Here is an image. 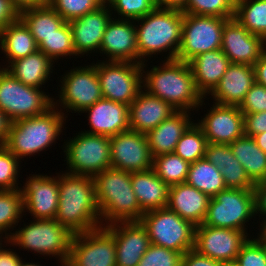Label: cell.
<instances>
[{"label":"cell","mask_w":266,"mask_h":266,"mask_svg":"<svg viewBox=\"0 0 266 266\" xmlns=\"http://www.w3.org/2000/svg\"><path fill=\"white\" fill-rule=\"evenodd\" d=\"M59 179V202L55 220L73 235L101 226L93 177L66 173ZM100 220V221H99Z\"/></svg>","instance_id":"cell-1"},{"label":"cell","mask_w":266,"mask_h":266,"mask_svg":"<svg viewBox=\"0 0 266 266\" xmlns=\"http://www.w3.org/2000/svg\"><path fill=\"white\" fill-rule=\"evenodd\" d=\"M164 61L162 66H153L150 71H144L146 65L142 63L145 91L169 103L177 111H193L202 106L203 96L195 87L189 63L177 59Z\"/></svg>","instance_id":"cell-2"},{"label":"cell","mask_w":266,"mask_h":266,"mask_svg":"<svg viewBox=\"0 0 266 266\" xmlns=\"http://www.w3.org/2000/svg\"><path fill=\"white\" fill-rule=\"evenodd\" d=\"M96 200L103 220L109 225L116 222L140 221V209L132 189L131 173L110 167L93 177Z\"/></svg>","instance_id":"cell-3"},{"label":"cell","mask_w":266,"mask_h":266,"mask_svg":"<svg viewBox=\"0 0 266 266\" xmlns=\"http://www.w3.org/2000/svg\"><path fill=\"white\" fill-rule=\"evenodd\" d=\"M136 25L138 64L145 63V57L167 52V60L177 58L181 44L183 12L178 9L158 8L142 18L134 20Z\"/></svg>","instance_id":"cell-4"},{"label":"cell","mask_w":266,"mask_h":266,"mask_svg":"<svg viewBox=\"0 0 266 266\" xmlns=\"http://www.w3.org/2000/svg\"><path fill=\"white\" fill-rule=\"evenodd\" d=\"M57 109L54 105L46 113L12 121L3 145L19 160L52 146L62 132L66 120L62 109Z\"/></svg>","instance_id":"cell-5"},{"label":"cell","mask_w":266,"mask_h":266,"mask_svg":"<svg viewBox=\"0 0 266 266\" xmlns=\"http://www.w3.org/2000/svg\"><path fill=\"white\" fill-rule=\"evenodd\" d=\"M5 234L10 245L34 251L41 255L59 257L61 265L68 261L73 234L55 219H35V221L15 231Z\"/></svg>","instance_id":"cell-6"},{"label":"cell","mask_w":266,"mask_h":266,"mask_svg":"<svg viewBox=\"0 0 266 266\" xmlns=\"http://www.w3.org/2000/svg\"><path fill=\"white\" fill-rule=\"evenodd\" d=\"M140 222L153 245L182 254L195 246L196 226L167 207L145 212Z\"/></svg>","instance_id":"cell-7"},{"label":"cell","mask_w":266,"mask_h":266,"mask_svg":"<svg viewBox=\"0 0 266 266\" xmlns=\"http://www.w3.org/2000/svg\"><path fill=\"white\" fill-rule=\"evenodd\" d=\"M254 216V190L227 188L210 198L202 224L246 232L245 223Z\"/></svg>","instance_id":"cell-8"},{"label":"cell","mask_w":266,"mask_h":266,"mask_svg":"<svg viewBox=\"0 0 266 266\" xmlns=\"http://www.w3.org/2000/svg\"><path fill=\"white\" fill-rule=\"evenodd\" d=\"M40 90L23 84L5 68L0 69V109L12 121L46 113L54 106V100Z\"/></svg>","instance_id":"cell-9"},{"label":"cell","mask_w":266,"mask_h":266,"mask_svg":"<svg viewBox=\"0 0 266 266\" xmlns=\"http://www.w3.org/2000/svg\"><path fill=\"white\" fill-rule=\"evenodd\" d=\"M65 143L67 173L94 177L111 167L109 136L81 131Z\"/></svg>","instance_id":"cell-10"},{"label":"cell","mask_w":266,"mask_h":266,"mask_svg":"<svg viewBox=\"0 0 266 266\" xmlns=\"http://www.w3.org/2000/svg\"><path fill=\"white\" fill-rule=\"evenodd\" d=\"M228 20L183 13L181 44L176 59L189 62L197 55L221 49L223 28Z\"/></svg>","instance_id":"cell-11"},{"label":"cell","mask_w":266,"mask_h":266,"mask_svg":"<svg viewBox=\"0 0 266 266\" xmlns=\"http://www.w3.org/2000/svg\"><path fill=\"white\" fill-rule=\"evenodd\" d=\"M95 65L104 99L130 105L143 89L142 64L103 60Z\"/></svg>","instance_id":"cell-12"},{"label":"cell","mask_w":266,"mask_h":266,"mask_svg":"<svg viewBox=\"0 0 266 266\" xmlns=\"http://www.w3.org/2000/svg\"><path fill=\"white\" fill-rule=\"evenodd\" d=\"M66 266H116L113 234L104 226L75 234Z\"/></svg>","instance_id":"cell-13"},{"label":"cell","mask_w":266,"mask_h":266,"mask_svg":"<svg viewBox=\"0 0 266 266\" xmlns=\"http://www.w3.org/2000/svg\"><path fill=\"white\" fill-rule=\"evenodd\" d=\"M62 77L61 91L57 102L64 109L82 112L97 101L103 99L101 86L97 76L96 65L91 64L85 67H76Z\"/></svg>","instance_id":"cell-14"},{"label":"cell","mask_w":266,"mask_h":266,"mask_svg":"<svg viewBox=\"0 0 266 266\" xmlns=\"http://www.w3.org/2000/svg\"><path fill=\"white\" fill-rule=\"evenodd\" d=\"M111 167L143 172L152 169L153 157L144 133L128 130L110 137Z\"/></svg>","instance_id":"cell-15"},{"label":"cell","mask_w":266,"mask_h":266,"mask_svg":"<svg viewBox=\"0 0 266 266\" xmlns=\"http://www.w3.org/2000/svg\"><path fill=\"white\" fill-rule=\"evenodd\" d=\"M247 237V232L200 224L195 228L194 249L221 263L235 262Z\"/></svg>","instance_id":"cell-16"},{"label":"cell","mask_w":266,"mask_h":266,"mask_svg":"<svg viewBox=\"0 0 266 266\" xmlns=\"http://www.w3.org/2000/svg\"><path fill=\"white\" fill-rule=\"evenodd\" d=\"M244 114L235 105L213 104L197 123L208 143L230 144L244 135Z\"/></svg>","instance_id":"cell-17"},{"label":"cell","mask_w":266,"mask_h":266,"mask_svg":"<svg viewBox=\"0 0 266 266\" xmlns=\"http://www.w3.org/2000/svg\"><path fill=\"white\" fill-rule=\"evenodd\" d=\"M266 49V41L250 33L235 18L229 19L223 28L221 50L231 63L254 66Z\"/></svg>","instance_id":"cell-18"},{"label":"cell","mask_w":266,"mask_h":266,"mask_svg":"<svg viewBox=\"0 0 266 266\" xmlns=\"http://www.w3.org/2000/svg\"><path fill=\"white\" fill-rule=\"evenodd\" d=\"M23 188L24 210L35 219H55L59 202V179L44 175H32L27 178Z\"/></svg>","instance_id":"cell-19"},{"label":"cell","mask_w":266,"mask_h":266,"mask_svg":"<svg viewBox=\"0 0 266 266\" xmlns=\"http://www.w3.org/2000/svg\"><path fill=\"white\" fill-rule=\"evenodd\" d=\"M114 236L116 266H137L151 245L140 221L116 222L105 226Z\"/></svg>","instance_id":"cell-20"},{"label":"cell","mask_w":266,"mask_h":266,"mask_svg":"<svg viewBox=\"0 0 266 266\" xmlns=\"http://www.w3.org/2000/svg\"><path fill=\"white\" fill-rule=\"evenodd\" d=\"M134 22V20L122 19L120 16L118 19L112 17L105 29L99 50L100 53L106 54L108 61L138 64L137 34Z\"/></svg>","instance_id":"cell-21"},{"label":"cell","mask_w":266,"mask_h":266,"mask_svg":"<svg viewBox=\"0 0 266 266\" xmlns=\"http://www.w3.org/2000/svg\"><path fill=\"white\" fill-rule=\"evenodd\" d=\"M107 6L104 3L97 10L68 22L72 31L73 45L78 56L100 50L105 29L113 14Z\"/></svg>","instance_id":"cell-22"},{"label":"cell","mask_w":266,"mask_h":266,"mask_svg":"<svg viewBox=\"0 0 266 266\" xmlns=\"http://www.w3.org/2000/svg\"><path fill=\"white\" fill-rule=\"evenodd\" d=\"M88 112L91 130L84 131L89 134L114 136L130 130L129 105L107 99H101L83 110Z\"/></svg>","instance_id":"cell-23"},{"label":"cell","mask_w":266,"mask_h":266,"mask_svg":"<svg viewBox=\"0 0 266 266\" xmlns=\"http://www.w3.org/2000/svg\"><path fill=\"white\" fill-rule=\"evenodd\" d=\"M176 112L172 105L143 89L129 105L130 130L146 134Z\"/></svg>","instance_id":"cell-24"},{"label":"cell","mask_w":266,"mask_h":266,"mask_svg":"<svg viewBox=\"0 0 266 266\" xmlns=\"http://www.w3.org/2000/svg\"><path fill=\"white\" fill-rule=\"evenodd\" d=\"M254 83V66L231 63L210 94L215 103L239 106Z\"/></svg>","instance_id":"cell-25"},{"label":"cell","mask_w":266,"mask_h":266,"mask_svg":"<svg viewBox=\"0 0 266 266\" xmlns=\"http://www.w3.org/2000/svg\"><path fill=\"white\" fill-rule=\"evenodd\" d=\"M210 197L186 183L174 184L169 188L167 208L195 226L203 223Z\"/></svg>","instance_id":"cell-26"},{"label":"cell","mask_w":266,"mask_h":266,"mask_svg":"<svg viewBox=\"0 0 266 266\" xmlns=\"http://www.w3.org/2000/svg\"><path fill=\"white\" fill-rule=\"evenodd\" d=\"M188 63L192 69L195 87L203 98L219 84L231 64L221 49L197 55Z\"/></svg>","instance_id":"cell-27"},{"label":"cell","mask_w":266,"mask_h":266,"mask_svg":"<svg viewBox=\"0 0 266 266\" xmlns=\"http://www.w3.org/2000/svg\"><path fill=\"white\" fill-rule=\"evenodd\" d=\"M205 158L214 164L222 174L227 188L253 190L254 183L247 176L229 144L208 143Z\"/></svg>","instance_id":"cell-28"},{"label":"cell","mask_w":266,"mask_h":266,"mask_svg":"<svg viewBox=\"0 0 266 266\" xmlns=\"http://www.w3.org/2000/svg\"><path fill=\"white\" fill-rule=\"evenodd\" d=\"M189 113V111H177L145 134L153 158L174 152L177 142L193 122Z\"/></svg>","instance_id":"cell-29"},{"label":"cell","mask_w":266,"mask_h":266,"mask_svg":"<svg viewBox=\"0 0 266 266\" xmlns=\"http://www.w3.org/2000/svg\"><path fill=\"white\" fill-rule=\"evenodd\" d=\"M131 184L144 213L167 206L170 186L153 169L131 173Z\"/></svg>","instance_id":"cell-30"},{"label":"cell","mask_w":266,"mask_h":266,"mask_svg":"<svg viewBox=\"0 0 266 266\" xmlns=\"http://www.w3.org/2000/svg\"><path fill=\"white\" fill-rule=\"evenodd\" d=\"M52 67L53 61L37 50L24 58L12 61L5 69L23 84L40 88L49 80L50 73L53 72Z\"/></svg>","instance_id":"cell-31"},{"label":"cell","mask_w":266,"mask_h":266,"mask_svg":"<svg viewBox=\"0 0 266 266\" xmlns=\"http://www.w3.org/2000/svg\"><path fill=\"white\" fill-rule=\"evenodd\" d=\"M0 49L6 54L10 64L38 50L34 36L26 25L18 18L0 31Z\"/></svg>","instance_id":"cell-32"},{"label":"cell","mask_w":266,"mask_h":266,"mask_svg":"<svg viewBox=\"0 0 266 266\" xmlns=\"http://www.w3.org/2000/svg\"><path fill=\"white\" fill-rule=\"evenodd\" d=\"M229 146L254 184L266 180V153L257 146L253 137L243 135Z\"/></svg>","instance_id":"cell-33"},{"label":"cell","mask_w":266,"mask_h":266,"mask_svg":"<svg viewBox=\"0 0 266 266\" xmlns=\"http://www.w3.org/2000/svg\"><path fill=\"white\" fill-rule=\"evenodd\" d=\"M19 19L26 25L38 45L60 29L66 21L47 3L19 12Z\"/></svg>","instance_id":"cell-34"},{"label":"cell","mask_w":266,"mask_h":266,"mask_svg":"<svg viewBox=\"0 0 266 266\" xmlns=\"http://www.w3.org/2000/svg\"><path fill=\"white\" fill-rule=\"evenodd\" d=\"M185 183L207 194L210 198L227 189L220 170L206 158L190 163Z\"/></svg>","instance_id":"cell-35"},{"label":"cell","mask_w":266,"mask_h":266,"mask_svg":"<svg viewBox=\"0 0 266 266\" xmlns=\"http://www.w3.org/2000/svg\"><path fill=\"white\" fill-rule=\"evenodd\" d=\"M234 18L266 41V0H235Z\"/></svg>","instance_id":"cell-36"},{"label":"cell","mask_w":266,"mask_h":266,"mask_svg":"<svg viewBox=\"0 0 266 266\" xmlns=\"http://www.w3.org/2000/svg\"><path fill=\"white\" fill-rule=\"evenodd\" d=\"M190 163L183 160L176 153L161 154L153 158V167L156 175L166 184L185 183Z\"/></svg>","instance_id":"cell-37"},{"label":"cell","mask_w":266,"mask_h":266,"mask_svg":"<svg viewBox=\"0 0 266 266\" xmlns=\"http://www.w3.org/2000/svg\"><path fill=\"white\" fill-rule=\"evenodd\" d=\"M207 138L197 123H192L177 142L174 153L189 163L205 158Z\"/></svg>","instance_id":"cell-38"},{"label":"cell","mask_w":266,"mask_h":266,"mask_svg":"<svg viewBox=\"0 0 266 266\" xmlns=\"http://www.w3.org/2000/svg\"><path fill=\"white\" fill-rule=\"evenodd\" d=\"M37 46L38 50L45 53L53 62L63 56H77L73 45L72 31L68 22L60 29L55 30L54 34L44 37Z\"/></svg>","instance_id":"cell-39"},{"label":"cell","mask_w":266,"mask_h":266,"mask_svg":"<svg viewBox=\"0 0 266 266\" xmlns=\"http://www.w3.org/2000/svg\"><path fill=\"white\" fill-rule=\"evenodd\" d=\"M24 211L23 196L20 189L0 191V234L18 225Z\"/></svg>","instance_id":"cell-40"},{"label":"cell","mask_w":266,"mask_h":266,"mask_svg":"<svg viewBox=\"0 0 266 266\" xmlns=\"http://www.w3.org/2000/svg\"><path fill=\"white\" fill-rule=\"evenodd\" d=\"M186 14L234 18L235 0H188L181 10Z\"/></svg>","instance_id":"cell-41"},{"label":"cell","mask_w":266,"mask_h":266,"mask_svg":"<svg viewBox=\"0 0 266 266\" xmlns=\"http://www.w3.org/2000/svg\"><path fill=\"white\" fill-rule=\"evenodd\" d=\"M105 0H49L48 4L66 21L70 22L97 10Z\"/></svg>","instance_id":"cell-42"},{"label":"cell","mask_w":266,"mask_h":266,"mask_svg":"<svg viewBox=\"0 0 266 266\" xmlns=\"http://www.w3.org/2000/svg\"><path fill=\"white\" fill-rule=\"evenodd\" d=\"M105 3L111 11L121 15L122 19L129 20L142 18L157 7L155 0H105Z\"/></svg>","instance_id":"cell-43"},{"label":"cell","mask_w":266,"mask_h":266,"mask_svg":"<svg viewBox=\"0 0 266 266\" xmlns=\"http://www.w3.org/2000/svg\"><path fill=\"white\" fill-rule=\"evenodd\" d=\"M19 162L4 145L0 146V191L20 189L17 183Z\"/></svg>","instance_id":"cell-44"},{"label":"cell","mask_w":266,"mask_h":266,"mask_svg":"<svg viewBox=\"0 0 266 266\" xmlns=\"http://www.w3.org/2000/svg\"><path fill=\"white\" fill-rule=\"evenodd\" d=\"M238 266H266V243L258 236L249 239L241 246L235 259Z\"/></svg>","instance_id":"cell-45"},{"label":"cell","mask_w":266,"mask_h":266,"mask_svg":"<svg viewBox=\"0 0 266 266\" xmlns=\"http://www.w3.org/2000/svg\"><path fill=\"white\" fill-rule=\"evenodd\" d=\"M183 254L151 244L137 266H181Z\"/></svg>","instance_id":"cell-46"},{"label":"cell","mask_w":266,"mask_h":266,"mask_svg":"<svg viewBox=\"0 0 266 266\" xmlns=\"http://www.w3.org/2000/svg\"><path fill=\"white\" fill-rule=\"evenodd\" d=\"M238 107L242 113L266 111V87L255 82Z\"/></svg>","instance_id":"cell-47"},{"label":"cell","mask_w":266,"mask_h":266,"mask_svg":"<svg viewBox=\"0 0 266 266\" xmlns=\"http://www.w3.org/2000/svg\"><path fill=\"white\" fill-rule=\"evenodd\" d=\"M243 114L244 135L253 137L266 131V111Z\"/></svg>","instance_id":"cell-48"},{"label":"cell","mask_w":266,"mask_h":266,"mask_svg":"<svg viewBox=\"0 0 266 266\" xmlns=\"http://www.w3.org/2000/svg\"><path fill=\"white\" fill-rule=\"evenodd\" d=\"M221 262L200 254L197 250L190 249L182 256L181 266H221Z\"/></svg>","instance_id":"cell-49"},{"label":"cell","mask_w":266,"mask_h":266,"mask_svg":"<svg viewBox=\"0 0 266 266\" xmlns=\"http://www.w3.org/2000/svg\"><path fill=\"white\" fill-rule=\"evenodd\" d=\"M255 194V214L266 216V180L258 182L254 185ZM259 212V213H258ZM261 229L266 228V219L262 221Z\"/></svg>","instance_id":"cell-50"},{"label":"cell","mask_w":266,"mask_h":266,"mask_svg":"<svg viewBox=\"0 0 266 266\" xmlns=\"http://www.w3.org/2000/svg\"><path fill=\"white\" fill-rule=\"evenodd\" d=\"M18 18L19 12L11 4L10 0H0V31Z\"/></svg>","instance_id":"cell-51"},{"label":"cell","mask_w":266,"mask_h":266,"mask_svg":"<svg viewBox=\"0 0 266 266\" xmlns=\"http://www.w3.org/2000/svg\"><path fill=\"white\" fill-rule=\"evenodd\" d=\"M255 82L266 87V49L254 64Z\"/></svg>","instance_id":"cell-52"},{"label":"cell","mask_w":266,"mask_h":266,"mask_svg":"<svg viewBox=\"0 0 266 266\" xmlns=\"http://www.w3.org/2000/svg\"><path fill=\"white\" fill-rule=\"evenodd\" d=\"M0 246V266H19L21 258L11 249H3Z\"/></svg>","instance_id":"cell-53"},{"label":"cell","mask_w":266,"mask_h":266,"mask_svg":"<svg viewBox=\"0 0 266 266\" xmlns=\"http://www.w3.org/2000/svg\"><path fill=\"white\" fill-rule=\"evenodd\" d=\"M12 120L0 109V143L3 145L7 140Z\"/></svg>","instance_id":"cell-54"},{"label":"cell","mask_w":266,"mask_h":266,"mask_svg":"<svg viewBox=\"0 0 266 266\" xmlns=\"http://www.w3.org/2000/svg\"><path fill=\"white\" fill-rule=\"evenodd\" d=\"M48 1L49 0H10L11 4L18 10V12L26 8H33L47 4Z\"/></svg>","instance_id":"cell-55"},{"label":"cell","mask_w":266,"mask_h":266,"mask_svg":"<svg viewBox=\"0 0 266 266\" xmlns=\"http://www.w3.org/2000/svg\"><path fill=\"white\" fill-rule=\"evenodd\" d=\"M188 0H155L158 8L178 9L182 10Z\"/></svg>","instance_id":"cell-56"},{"label":"cell","mask_w":266,"mask_h":266,"mask_svg":"<svg viewBox=\"0 0 266 266\" xmlns=\"http://www.w3.org/2000/svg\"><path fill=\"white\" fill-rule=\"evenodd\" d=\"M257 146L266 153V131L253 136Z\"/></svg>","instance_id":"cell-57"},{"label":"cell","mask_w":266,"mask_h":266,"mask_svg":"<svg viewBox=\"0 0 266 266\" xmlns=\"http://www.w3.org/2000/svg\"><path fill=\"white\" fill-rule=\"evenodd\" d=\"M259 236L265 241L266 243V228L260 230Z\"/></svg>","instance_id":"cell-58"},{"label":"cell","mask_w":266,"mask_h":266,"mask_svg":"<svg viewBox=\"0 0 266 266\" xmlns=\"http://www.w3.org/2000/svg\"><path fill=\"white\" fill-rule=\"evenodd\" d=\"M19 266H42V265H37L35 263H26L21 260Z\"/></svg>","instance_id":"cell-59"},{"label":"cell","mask_w":266,"mask_h":266,"mask_svg":"<svg viewBox=\"0 0 266 266\" xmlns=\"http://www.w3.org/2000/svg\"><path fill=\"white\" fill-rule=\"evenodd\" d=\"M221 266H238L235 262L222 263Z\"/></svg>","instance_id":"cell-60"}]
</instances>
